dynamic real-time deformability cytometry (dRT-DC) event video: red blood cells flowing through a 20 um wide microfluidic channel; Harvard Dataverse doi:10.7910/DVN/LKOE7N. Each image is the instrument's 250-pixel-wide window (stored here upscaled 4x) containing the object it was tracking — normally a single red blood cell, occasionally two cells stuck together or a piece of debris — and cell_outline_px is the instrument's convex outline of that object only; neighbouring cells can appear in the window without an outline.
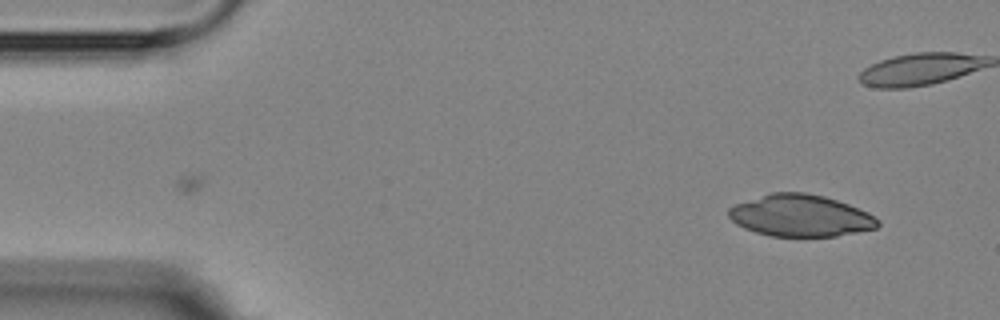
{"species": "Egyptian fruit bat (a non-hibernating species)", "species_latin": "Rousettus aegyptiacus", "temperature_condition": "room temperature", "stored_images_in_passage": 4, "camera_frame_rate_fps": 3000, "um_per_image_px": 0.085, "animal": {"sex": "female"}, "frame": {"image": 1, "passage_image": 1, "time_ms": 0.0, "image_size_px": [1000, 320], "cell_outline_px": [[880, 224], [876, 228], [836, 236], [772, 236], [756, 232], [744, 228], [736, 224], [728, 216], [728, 208], [736, 204], [772, 192], [804, 192], [824, 196], [848, 204], [868, 212], [880, 220]], "centroid_in_image_um": [68.05, 18.33], "position_along_channel_um": 17.0, "area_um2": 36.18}}
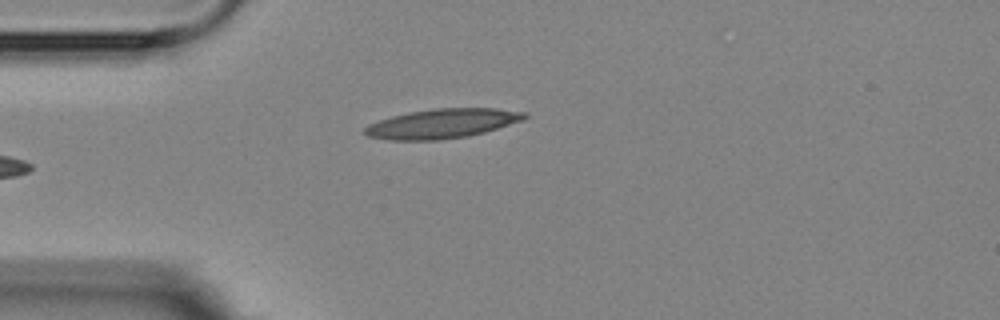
{"frame": {"image": 2, "passage_image": 4, "time_ms": 4.667, "image_size_px": [1000, 320], "cell_outline_px": [[528, 116], [524, 120], [484, 132], [468, 136], [440, 140], [388, 140], [368, 136], [364, 132], [364, 128], [368, 124], [392, 116], [408, 112], [432, 108], [496, 108], [528, 112]], "centroid_in_image_um": [37.61, 10.5], "position_along_channel_um": 47.4, "area_um2": 27.57}}